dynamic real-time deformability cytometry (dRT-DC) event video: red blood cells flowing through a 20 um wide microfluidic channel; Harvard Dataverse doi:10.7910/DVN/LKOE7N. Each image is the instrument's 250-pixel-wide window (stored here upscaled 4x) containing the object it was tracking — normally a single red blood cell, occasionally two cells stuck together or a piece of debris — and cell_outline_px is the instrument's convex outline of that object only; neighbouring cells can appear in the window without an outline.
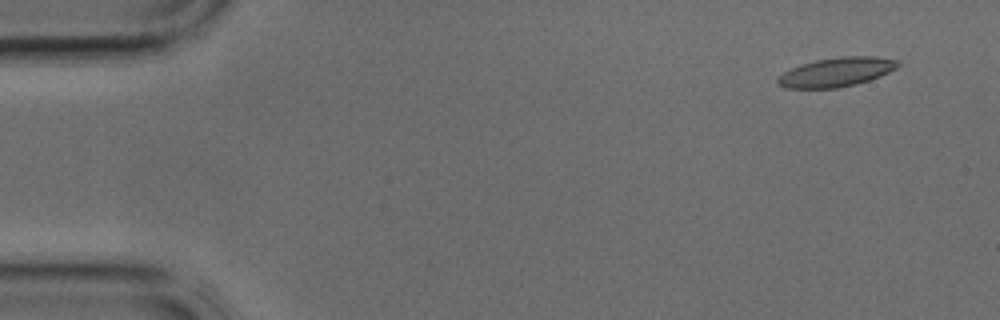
{"species": "common noctule bat (a hibernating species)", "species_latin": "Nyctalus noctula", "temperature_condition": "cold", "stored_images_in_passage": 3, "camera_frame_rate_fps": 3000, "um_per_image_px": 0.085, "animal": {"sex": "male", "body_mass_g": 17.9, "forearm_length_mm": 54.2}, "frame": {"image": 1, "passage_image": 1, "time_ms": 0.0, "image_size_px": [1000, 320], "cell_outline_px": [[900, 64], [896, 68], [880, 76], [856, 84], [836, 88], [784, 88], [776, 80], [784, 72], [792, 68], [816, 60], [840, 56], [876, 56], [900, 60]], "centroid_in_image_um": [71.14, 6.12], "position_along_channel_um": 13.9, "area_um2": 20.23}}